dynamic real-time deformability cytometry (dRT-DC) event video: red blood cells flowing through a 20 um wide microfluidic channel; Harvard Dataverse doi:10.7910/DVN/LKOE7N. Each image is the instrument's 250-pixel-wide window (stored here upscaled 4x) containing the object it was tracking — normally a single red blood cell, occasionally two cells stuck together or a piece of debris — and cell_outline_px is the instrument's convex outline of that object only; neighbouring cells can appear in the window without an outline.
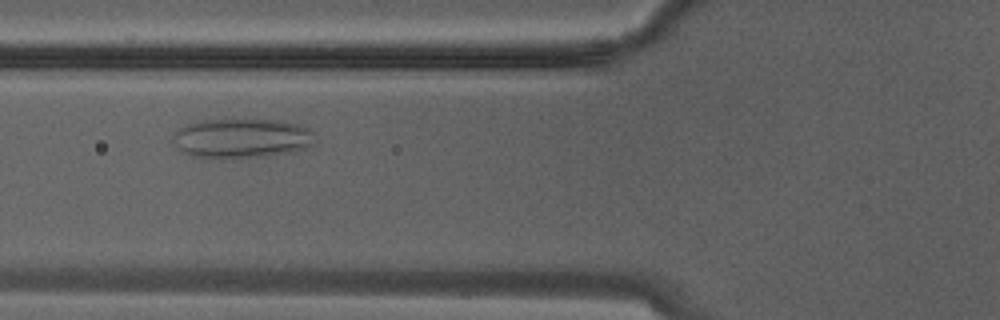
{"species": "Egyptian fruit bat (a non-hibernating species)", "species_latin": "Rousettus aegyptiacus", "temperature_condition": "warm", "stored_images_in_passage": 14, "camera_frame_rate_fps": 3000, "um_per_image_px": 0.085, "animal": {"sex": "male"}, "frame": {"image": 1, "passage_image": 5, "time_ms": 1.333, "image_size_px": [1000, 320], "cell_outline_px": [[312, 144], [308, 148], [296, 152], [268, 156], [192, 156], [176, 148], [172, 140], [172, 136], [184, 124], [204, 120], [284, 120], [308, 128], [312, 132]], "centroid_in_image_um": [20.55, 11.73], "position_along_channel_um": 105.2, "area_um2": 32.25}}